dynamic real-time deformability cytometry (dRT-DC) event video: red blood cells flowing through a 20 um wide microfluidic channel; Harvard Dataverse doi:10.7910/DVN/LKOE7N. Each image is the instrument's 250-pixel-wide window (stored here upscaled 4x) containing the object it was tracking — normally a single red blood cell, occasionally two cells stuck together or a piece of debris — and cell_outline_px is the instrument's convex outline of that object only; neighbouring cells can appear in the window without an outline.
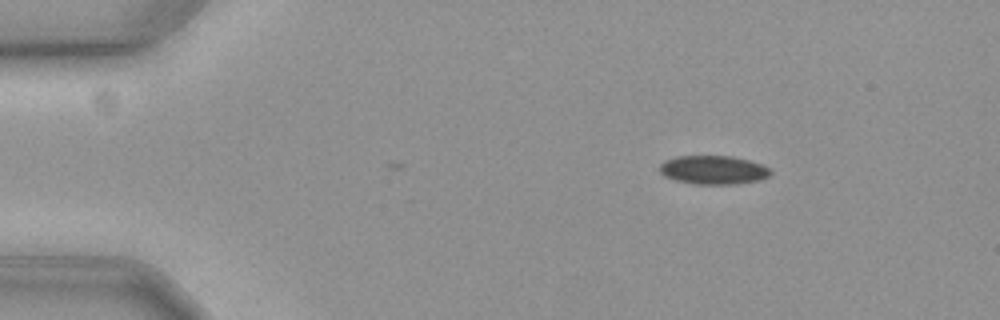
{"species": "common noctule bat (a hibernating species)", "species_latin": "Nyctalus noctula", "temperature_condition": "cold", "stored_images_in_passage": 3, "camera_frame_rate_fps": 3000, "um_per_image_px": 0.085, "animal": {"sex": "female", "body_mass_g": 19.3, "forearm_length_mm": 54.1}, "frame": {"image": 1, "passage_image": 1, "time_ms": 0.0, "image_size_px": [1000, 320], "cell_outline_px": [[772, 172], [768, 176], [760, 180], [736, 184], [692, 184], [676, 180], [664, 176], [660, 172], [660, 164], [664, 160], [676, 156], [732, 156], [764, 164]], "centroid_in_image_um": [60.63, 14.44], "position_along_channel_um": 24.4, "area_um2": 18.67}}